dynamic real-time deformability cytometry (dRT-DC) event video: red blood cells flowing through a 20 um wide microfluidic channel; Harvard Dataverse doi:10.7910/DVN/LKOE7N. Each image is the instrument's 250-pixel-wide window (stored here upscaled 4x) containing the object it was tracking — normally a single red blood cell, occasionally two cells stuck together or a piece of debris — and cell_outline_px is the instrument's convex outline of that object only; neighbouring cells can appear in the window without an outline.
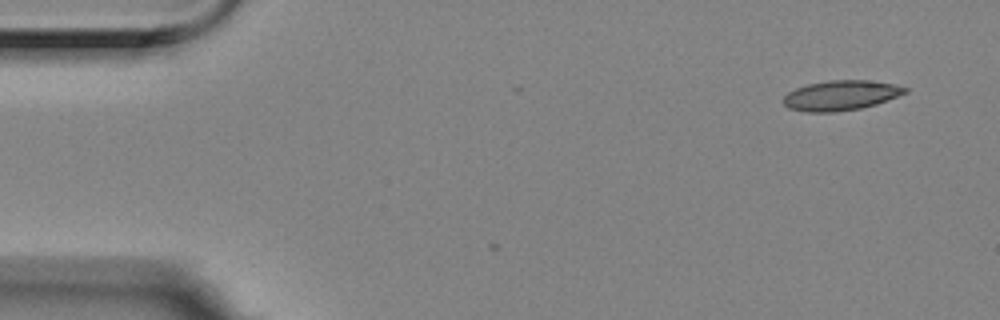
{"species": "Egyptian fruit bat (a non-hibernating species)", "species_latin": "Rousettus aegyptiacus", "temperature_condition": "room temperature", "stored_images_in_passage": 4, "camera_frame_rate_fps": 3000, "um_per_image_px": 0.085, "animal": {"sex": "female"}, "frame": {"image": 1, "passage_image": 1, "time_ms": 0.0, "image_size_px": [1000, 320], "cell_outline_px": [[908, 92], [876, 104], [860, 108], [836, 112], [804, 112], [788, 108], [784, 104], [784, 96], [788, 92], [796, 88], [808, 84], [828, 80], [868, 80], [892, 84], [908, 88]], "centroid_in_image_um": [71.45, 8.11], "position_along_channel_um": 13.6, "area_um2": 21.15}}
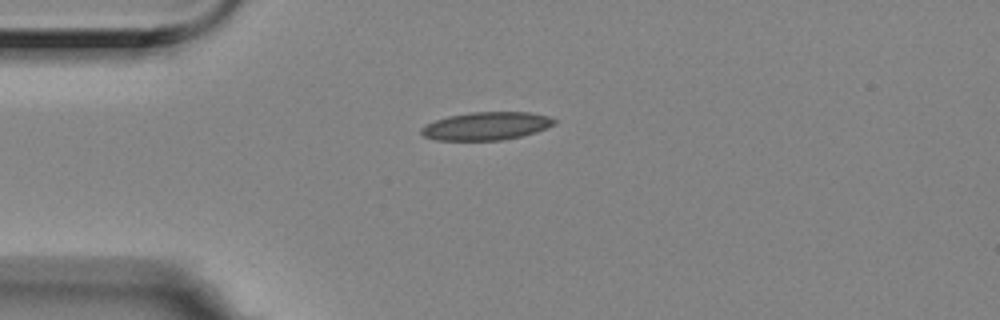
{"frame": {"image": 2, "passage_image": 4, "time_ms": 1.0, "image_size_px": [1000, 320], "cell_outline_px": [[556, 124], [536, 132], [520, 136], [500, 140], [436, 140], [424, 136], [420, 132], [420, 128], [436, 120], [448, 116], [468, 112], [528, 112], [548, 116], [556, 120]], "centroid_in_image_um": [41.34, 10.71], "position_along_channel_um": 43.7, "area_um2": 21.62}}